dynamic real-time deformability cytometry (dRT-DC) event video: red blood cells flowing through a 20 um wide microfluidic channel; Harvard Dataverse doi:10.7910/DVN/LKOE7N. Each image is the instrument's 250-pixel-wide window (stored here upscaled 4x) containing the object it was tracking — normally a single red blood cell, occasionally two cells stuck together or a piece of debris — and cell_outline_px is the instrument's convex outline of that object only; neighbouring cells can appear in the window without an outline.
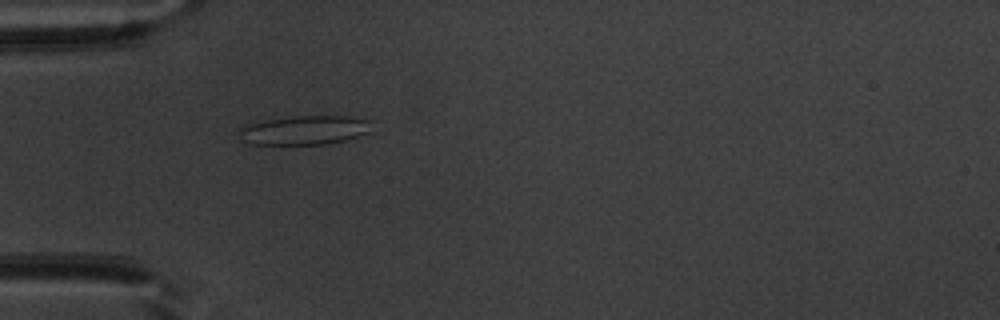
{"species": "common noctule bat (a hibernating species)", "species_latin": "Nyctalus noctula", "temperature_condition": "warm", "stored_images_in_passage": 51, "camera_frame_rate_fps": 3000, "um_per_image_px": 0.085, "animal": {"sex": "male", "body_mass_g": 20.1, "forearm_length_mm": 53.5}, "frame": {"image": 1, "passage_image": 16, "time_ms": 5.0, "image_size_px": [1000, 320], "cell_outline_px": [[368, 132], [344, 140], [324, 144], [252, 144], [244, 140], [240, 132], [240, 128], [244, 124], [264, 120], [288, 116], [352, 116], [368, 120]], "centroid_in_image_um": [25.83, 11.04], "position_along_channel_um": 59.2, "area_um2": 22.14}}
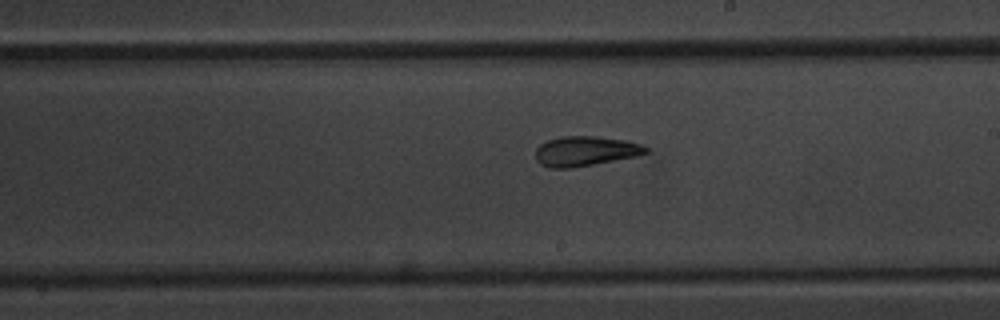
{"frame": {"image": 2, "passage_image": 30, "time_ms": 9.667, "image_size_px": [1000, 320], "cell_outline_px": [[648, 152], [636, 156], [572, 168], [552, 168], [540, 164], [536, 160], [536, 148], [540, 144], [548, 140], [560, 136], [596, 136], [624, 140], [640, 144], [648, 148]], "centroid_in_image_um": [49.72, 12.84], "position_along_channel_um": 239.3, "area_um2": 19.07}}
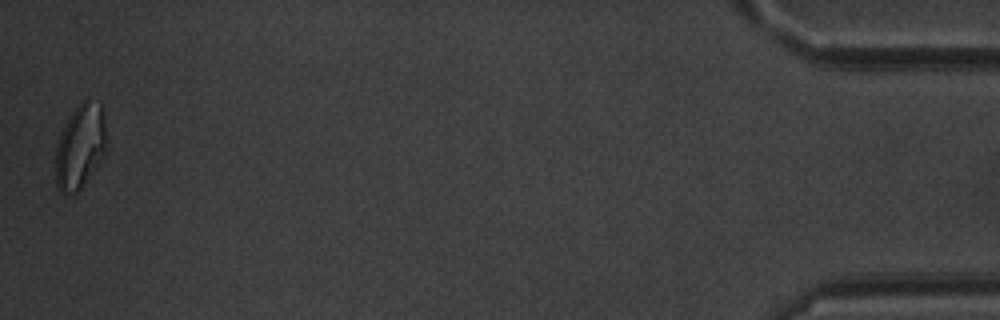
{"frame": {"image": 3, "passage_image": 51, "time_ms": 16.667, "image_size_px": [1000, 320], "cell_outline_px": [[108, 152], [80, 188], [72, 196], [64, 196], [60, 192], [56, 184], [56, 148], [60, 136], [72, 112], [80, 100], [88, 96], [100, 104], [104, 116], [108, 144]], "centroid_in_image_um": [6.86, 12.44], "position_along_channel_um": 428.3, "area_um2": 25.61}, "authors_computed_cell_mechanics": {"area_um2": 21.097, "velocity_mm_per_s": 3.9485, "shape_relaxation_time_tau1_ms": 7.5024, "shape_relaxation_time_tau2_ms": 2.401, "deformation_change_tau1": 0.1708, "deformation_change_tau2": 0.1122}}